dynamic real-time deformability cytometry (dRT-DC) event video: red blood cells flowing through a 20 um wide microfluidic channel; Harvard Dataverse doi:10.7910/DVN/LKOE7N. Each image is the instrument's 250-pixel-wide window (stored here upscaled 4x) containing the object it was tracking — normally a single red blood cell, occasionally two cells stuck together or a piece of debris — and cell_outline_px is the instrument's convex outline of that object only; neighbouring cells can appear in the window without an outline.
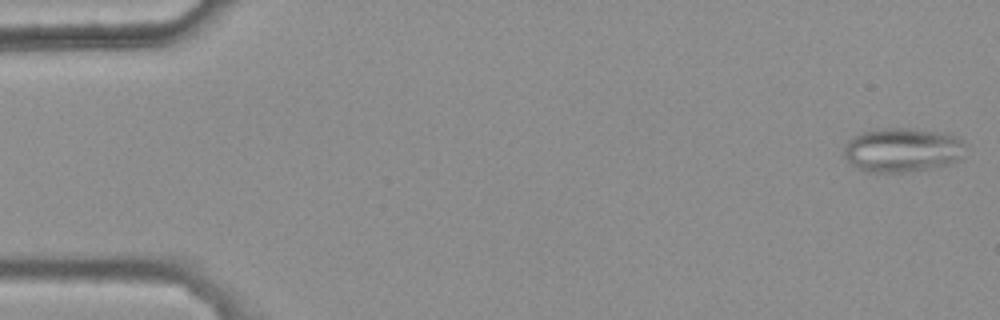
{"species": "common noctule bat (a hibernating species)", "species_latin": "Nyctalus noctula", "temperature_condition": "warm", "stored_images_in_passage": 47, "camera_frame_rate_fps": 3000, "um_per_image_px": 0.085, "animal": {"sex": "female", "body_mass_g": 25.1}, "frame": {"image": 1, "passage_image": 1, "time_ms": 0.0, "image_size_px": [1000, 320], "cell_outline_px": [[968, 144], [960, 156], [956, 160], [948, 164], [908, 172], [864, 172], [856, 168], [844, 156], [844, 148], [848, 140], [852, 136], [860, 132], [884, 128], [912, 128], [936, 132], [952, 136]], "centroid_in_image_um": [76.64, 12.75], "position_along_channel_um": 8.4, "area_um2": 31.15}}
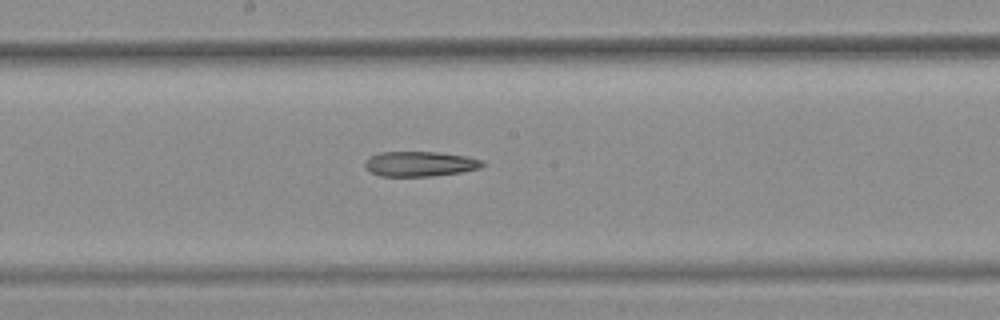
{"frame": {"image": 2, "passage_image": 28, "time_ms": 9.0, "image_size_px": [1000, 320], "cell_outline_px": [[484, 164], [480, 168], [460, 172], [432, 176], [380, 176], [364, 168], [364, 160], [368, 156], [380, 152], [436, 152], [468, 156], [484, 160]], "centroid_in_image_um": [35.67, 13.92], "position_along_channel_um": 212.5, "area_um2": 17.28}}
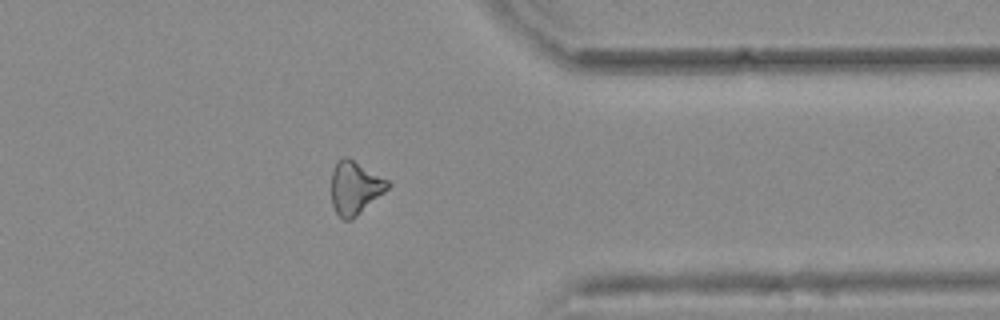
{"frame": {"image": 3, "passage_image": 42, "time_ms": 13.667, "image_size_px": [1000, 320], "cell_outline_px": [[392, 184], [384, 192], [352, 220], [344, 220], [336, 212], [332, 204], [332, 172], [336, 160], [344, 156], [352, 160], [388, 180]], "centroid_in_image_um": [30.16, 15.97], "position_along_channel_um": 381.2, "area_um2": 17.17}}